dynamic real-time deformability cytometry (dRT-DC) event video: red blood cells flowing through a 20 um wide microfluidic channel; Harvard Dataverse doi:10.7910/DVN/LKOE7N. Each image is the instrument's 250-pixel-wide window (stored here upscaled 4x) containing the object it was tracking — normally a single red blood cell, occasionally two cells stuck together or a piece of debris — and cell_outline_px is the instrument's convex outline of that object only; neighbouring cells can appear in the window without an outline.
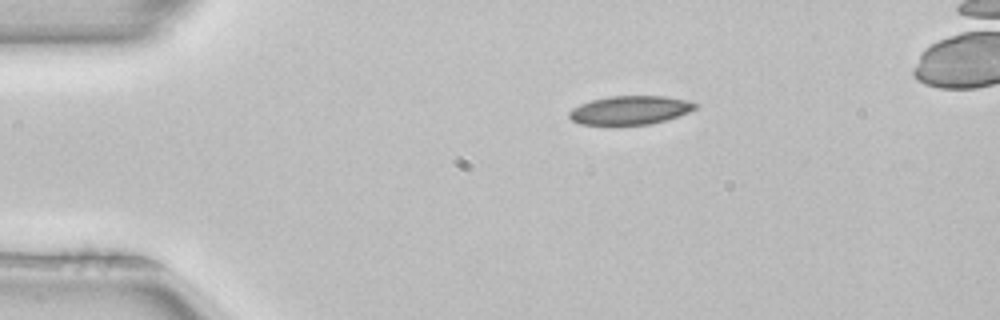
{"species": "common noctule bat (a hibernating species)", "species_latin": "Nyctalus noctula", "temperature_condition": "room temperature", "stored_images_in_passage": 2, "camera_frame_rate_fps": 3000, "um_per_image_px": 0.085, "animal": {"sex": "female", "body_mass_g": 22.7, "forearm_length_mm": 54.2}, "frame": {"image": 1, "passage_image": 1, "time_ms": 0.0, "image_size_px": [1000, 320], "cell_outline_px": [[700, 104], [696, 108], [688, 112], [652, 124], [580, 124], [572, 120], [568, 116], [568, 112], [572, 108], [580, 104], [592, 100], [608, 96], [664, 96], [688, 100]], "centroid_in_image_um": [53.56, 9.35], "position_along_channel_um": 31.4, "area_um2": 20.92}}